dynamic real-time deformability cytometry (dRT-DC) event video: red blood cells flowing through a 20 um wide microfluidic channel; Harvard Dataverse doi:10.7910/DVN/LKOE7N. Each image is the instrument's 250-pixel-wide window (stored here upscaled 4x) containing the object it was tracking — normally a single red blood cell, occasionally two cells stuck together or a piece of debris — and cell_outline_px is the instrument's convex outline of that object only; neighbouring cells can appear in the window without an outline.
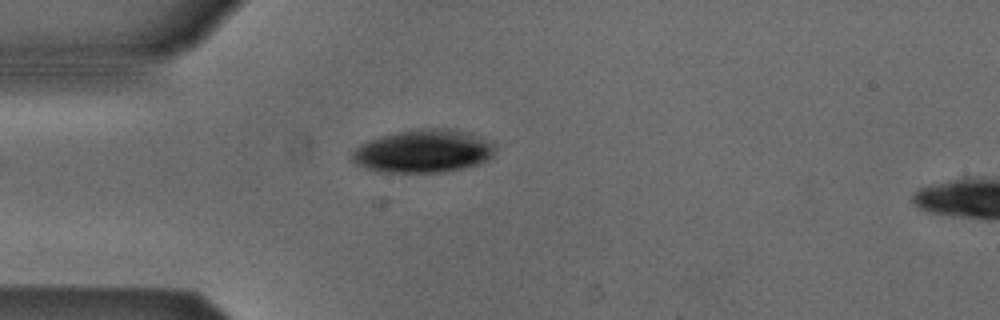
{"species": "Egyptian fruit bat (a non-hibernating species)", "species_latin": "Rousettus aegyptiacus", "temperature_condition": "cold", "stored_images_in_passage": 23, "camera_frame_rate_fps": 3000, "um_per_image_px": 0.085, "animal": {"sex": "male"}, "frame": {"image": 1, "passage_image": 4, "time_ms": 1.0, "image_size_px": [1000, 320], "cell_outline_px": [[496, 148], [492, 156], [488, 160], [480, 164], [444, 172], [388, 172], [368, 168], [352, 160], [352, 152], [360, 144], [368, 140], [380, 136], [420, 128], [452, 128], [472, 132], [488, 140]], "centroid_in_image_um": [36.05, 12.83], "position_along_channel_um": 48.9, "area_um2": 35.84}}
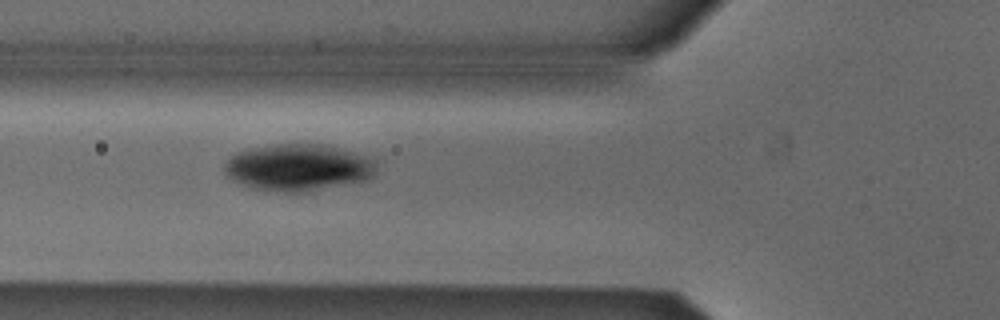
{"frame": {"image": 2, "passage_image": 9, "time_ms": 2.667, "image_size_px": [1000, 320], "cell_outline_px": [[376, 168], [372, 176], [364, 180], [312, 192], [288, 192], [252, 188], [232, 180], [224, 172], [224, 164], [228, 156], [236, 152], [248, 148], [272, 144], [324, 144], [352, 152], [376, 160]], "centroid_in_image_um": [25.3, 14.23], "position_along_channel_um": 100.5, "area_um2": 41.67}}